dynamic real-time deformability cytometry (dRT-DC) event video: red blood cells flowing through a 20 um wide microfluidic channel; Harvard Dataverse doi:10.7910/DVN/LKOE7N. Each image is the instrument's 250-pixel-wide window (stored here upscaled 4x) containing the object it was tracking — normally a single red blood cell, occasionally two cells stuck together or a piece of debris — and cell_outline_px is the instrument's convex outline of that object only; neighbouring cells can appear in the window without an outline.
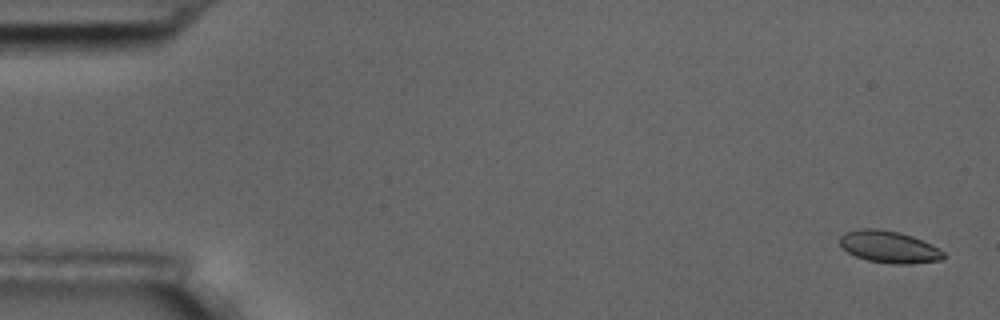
{"species": "common noctule bat (a hibernating species)", "species_latin": "Nyctalus noctula", "temperature_condition": "room temperature", "stored_images_in_passage": 13, "camera_frame_rate_fps": 3000, "um_per_image_px": 0.085, "animal": {"sex": "male", "body_mass_g": 17.5, "forearm_length_mm": 52.3}, "frame": {"image": 1, "passage_image": 1, "time_ms": 0.0, "image_size_px": [1000, 320], "cell_outline_px": [[944, 256], [940, 260], [912, 264], [892, 264], [868, 260], [856, 256], [848, 252], [840, 244], [840, 236], [844, 232], [860, 228], [880, 228], [900, 232], [912, 236], [944, 252]], "centroid_in_image_um": [75.52, 20.97], "position_along_channel_um": 9.5, "area_um2": 19.19}}
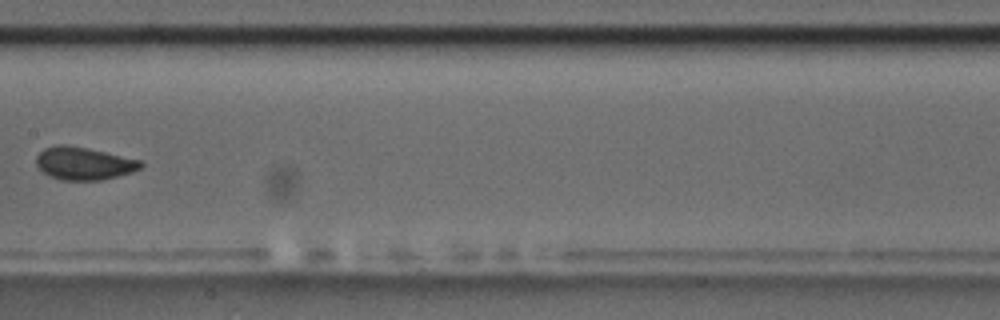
{"frame": {"image": 2, "passage_image": 8, "time_ms": 9.333, "image_size_px": [1000, 320], "cell_outline_px": [[144, 164], [140, 168], [132, 172], [100, 180], [60, 180], [44, 172], [36, 164], [36, 156], [44, 148], [60, 144], [64, 144], [88, 148], [140, 160]], "centroid_in_image_um": [7.12, 13.88], "position_along_channel_um": 200.3, "area_um2": 19.71}}
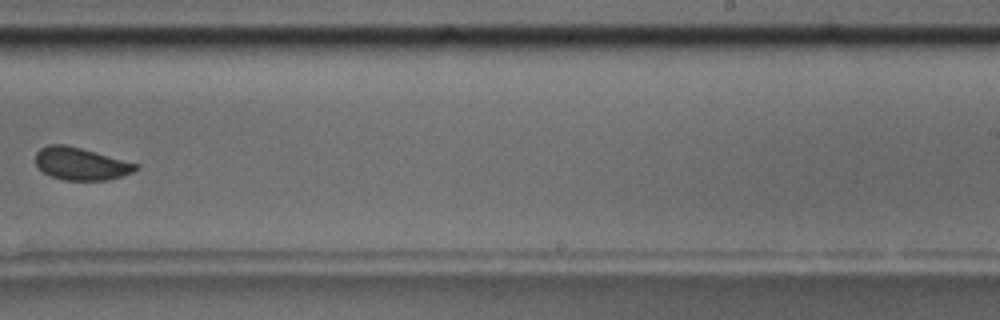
{"frame": {"image": 3, "passage_image": 10, "time_ms": 11.667, "image_size_px": [1000, 320], "cell_outline_px": [[140, 164], [132, 172], [108, 180], [64, 180], [52, 176], [44, 172], [36, 164], [36, 152], [40, 148], [48, 144], [64, 144], [80, 148]], "centroid_in_image_um": [6.86, 13.91], "position_along_channel_um": 282.1, "area_um2": 18.73}, "authors_computed_cell_mechanics": {"area_um2": 19.5364, "velocity_mm_per_s": 3.52, "shape_relaxation_time_tau1_ms": null, "shape_relaxation_time_tau2_ms": 0.4333, "deformation_change_tau1": null, "deformation_change_tau2": 0.0446}}